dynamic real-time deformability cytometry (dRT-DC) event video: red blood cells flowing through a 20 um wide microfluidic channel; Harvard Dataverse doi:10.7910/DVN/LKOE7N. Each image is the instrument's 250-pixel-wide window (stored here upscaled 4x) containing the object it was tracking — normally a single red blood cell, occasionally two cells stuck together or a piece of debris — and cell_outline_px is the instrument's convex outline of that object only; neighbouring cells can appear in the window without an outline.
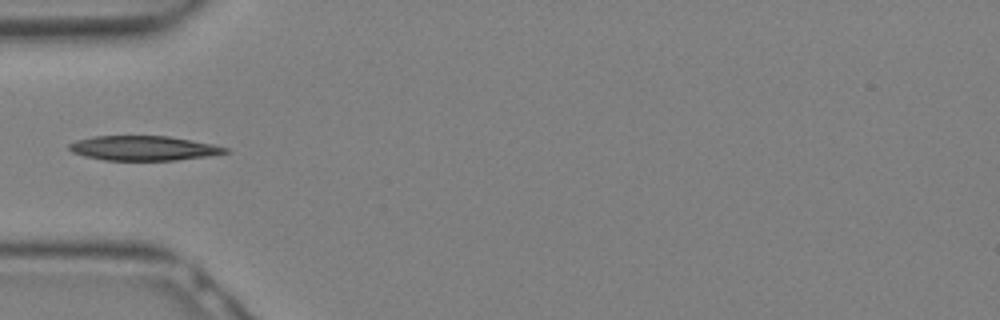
{"species": "Egyptian fruit bat (a non-hibernating species)", "species_latin": "Rousettus aegyptiacus", "temperature_condition": "warm", "stored_images_in_passage": 28, "camera_frame_rate_fps": 3000, "um_per_image_px": 0.085, "animal": {"sex": "female"}, "frame": {"image": 1, "passage_image": 9, "time_ms": 2.667, "image_size_px": [1000, 320], "cell_outline_px": [[232, 152], [208, 156], [176, 160], [104, 160], [84, 156], [72, 152], [68, 148], [68, 144], [76, 140], [96, 136], [168, 136], [212, 144], [228, 148]], "centroid_in_image_um": [12.2, 12.6], "position_along_channel_um": 72.8, "area_um2": 22.37}}